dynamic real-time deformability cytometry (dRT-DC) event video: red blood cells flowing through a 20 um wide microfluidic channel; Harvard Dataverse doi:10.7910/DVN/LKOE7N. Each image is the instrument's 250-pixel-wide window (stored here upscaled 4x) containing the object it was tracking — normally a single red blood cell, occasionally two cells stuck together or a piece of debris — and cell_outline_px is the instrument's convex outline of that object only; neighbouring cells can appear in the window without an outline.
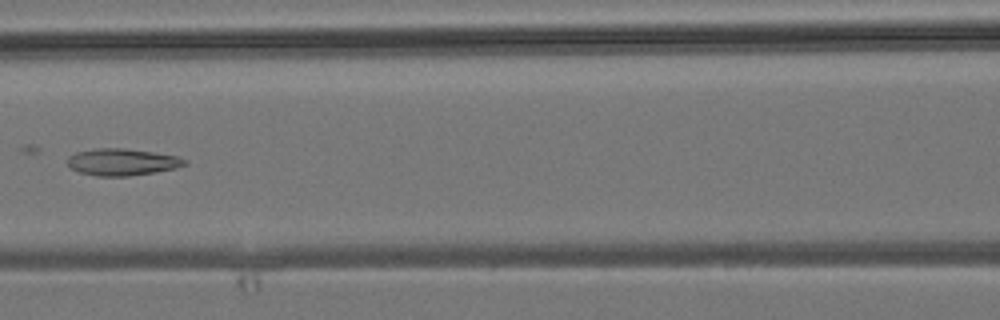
{"species": "common noctule bat (a hibernating species)", "species_latin": "Nyctalus noctula", "temperature_condition": "room temperature", "stored_images_in_passage": 7, "camera_frame_rate_fps": 3000, "um_per_image_px": 0.085, "animal": {"sex": "male", "body_mass_g": 19.2, "forearm_length_mm": 51.8}, "frame": {"image": 1, "passage_image": 7, "time_ms": 7.0, "image_size_px": [1000, 320], "cell_outline_px": [[188, 164], [176, 168], [156, 172], [128, 176], [96, 176], [80, 172], [72, 168], [68, 164], [68, 156], [76, 152], [96, 148], [124, 148], [152, 152], [176, 156], [188, 160]], "centroid_in_image_um": [10.4, 13.77], "position_along_channel_um": 156.2, "area_um2": 18.32}}